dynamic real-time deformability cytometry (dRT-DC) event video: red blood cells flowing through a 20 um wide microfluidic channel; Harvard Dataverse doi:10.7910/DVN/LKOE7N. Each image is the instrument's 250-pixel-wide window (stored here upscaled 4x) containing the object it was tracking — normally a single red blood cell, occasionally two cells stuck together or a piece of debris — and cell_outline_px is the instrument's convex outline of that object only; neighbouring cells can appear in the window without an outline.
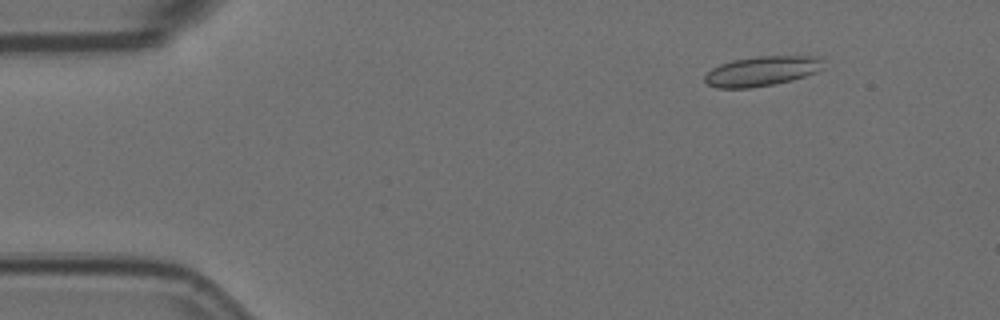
{"species": "Egyptian fruit bat (a non-hibernating species)", "species_latin": "Rousettus aegyptiacus", "temperature_condition": "room temperature", "stored_images_in_passage": 12, "camera_frame_rate_fps": 3000, "um_per_image_px": 0.085, "animal": {"sex": "female"}, "frame": {"image": 1, "passage_image": 7, "time_ms": 2.0, "image_size_px": [1000, 320], "cell_outline_px": [[824, 68], [816, 72], [792, 80], [772, 84], [748, 88], [716, 88], [708, 84], [704, 80], [704, 76], [712, 68], [720, 64], [732, 60], [756, 56], [824, 56]], "centroid_in_image_um": [64.79, 6.03], "position_along_channel_um": 20.2, "area_um2": 20.75}}